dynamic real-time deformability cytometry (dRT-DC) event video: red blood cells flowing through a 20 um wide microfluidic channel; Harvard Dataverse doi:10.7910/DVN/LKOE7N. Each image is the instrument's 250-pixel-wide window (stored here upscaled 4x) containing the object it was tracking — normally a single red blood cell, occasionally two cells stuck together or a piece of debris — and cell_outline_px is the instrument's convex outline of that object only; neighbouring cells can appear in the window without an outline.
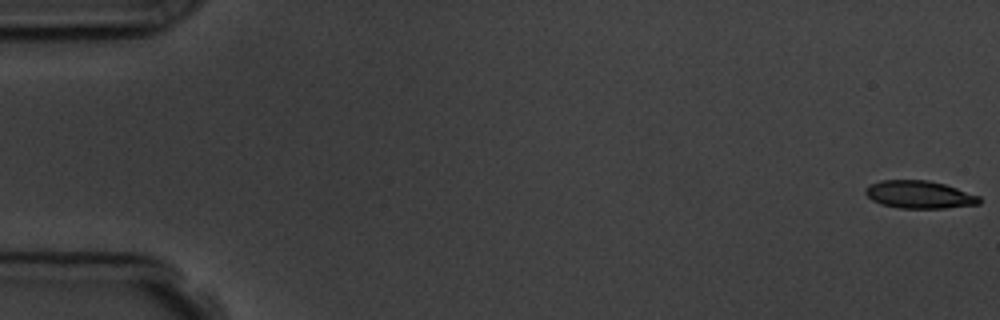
{"species": "common noctule bat (a hibernating species)", "species_latin": "Nyctalus noctula", "temperature_condition": "room temperature", "stored_images_in_passage": 7, "camera_frame_rate_fps": 3000, "um_per_image_px": 0.085, "animal": {"sex": "male", "body_mass_g": 19.5, "forearm_length_mm": 54.6}, "frame": {"image": 1, "passage_image": 1, "time_ms": 0.0, "image_size_px": [1000, 320], "cell_outline_px": [[980, 204], [944, 208], [896, 208], [880, 204], [872, 200], [864, 192], [864, 188], [880, 180], [928, 180], [944, 184], [980, 196]], "centroid_in_image_um": [78.12, 16.54], "position_along_channel_um": 6.9, "area_um2": 18.38}}
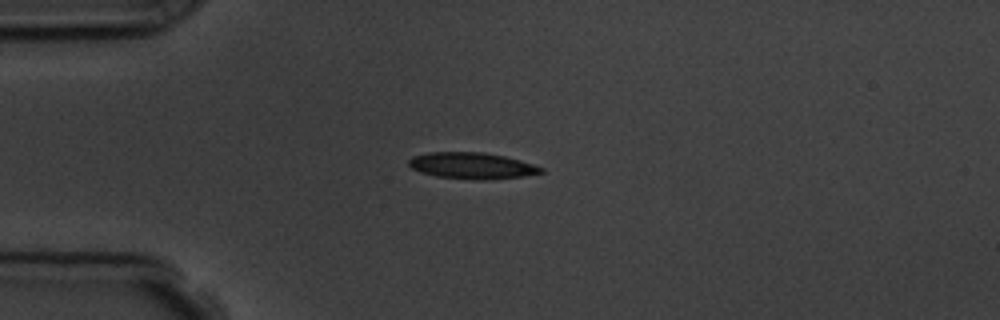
{"frame": {"image": 2, "passage_image": 5, "time_ms": 4.667, "image_size_px": [1000, 320], "cell_outline_px": [[544, 172], [520, 176], [484, 180], [476, 180], [436, 176], [420, 172], [412, 168], [408, 164], [408, 160], [412, 156], [428, 152], [484, 152], [504, 156], [520, 160], [544, 168]], "centroid_in_image_um": [40.08, 14.07], "position_along_channel_um": 44.9, "area_um2": 20.23}}